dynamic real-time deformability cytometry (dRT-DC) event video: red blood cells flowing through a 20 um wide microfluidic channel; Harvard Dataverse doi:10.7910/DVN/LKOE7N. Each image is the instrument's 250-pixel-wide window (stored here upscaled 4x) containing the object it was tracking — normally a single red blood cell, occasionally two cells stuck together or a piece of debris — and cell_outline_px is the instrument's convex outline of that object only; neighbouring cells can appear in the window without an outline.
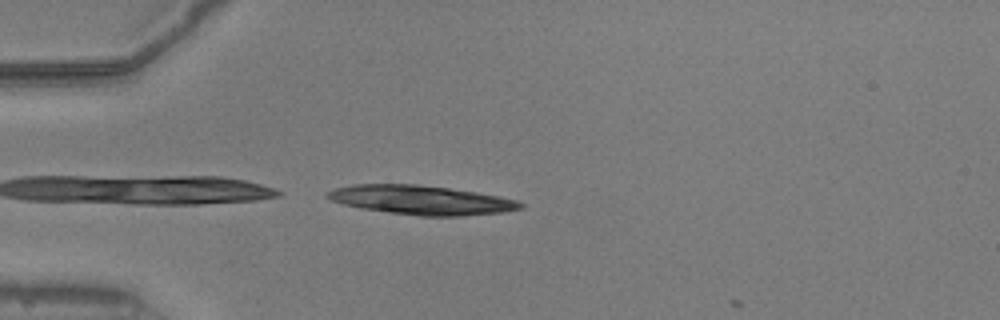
{"species": "common noctule bat (a hibernating species)", "species_latin": "Nyctalus noctula", "temperature_condition": "warm", "stored_images_in_passage": 14, "camera_frame_rate_fps": 3000, "um_per_image_px": 0.085, "animal": {"sex": "male", "body_mass_g": 20.5, "forearm_length_mm": 52.5}, "frame": {"image": 1, "passage_image": 14, "time_ms": 4.333, "image_size_px": [1000, 320], "cell_outline_px": [[524, 208], [504, 212], [460, 216], [420, 216], [388, 212], [360, 208], [344, 204], [332, 200], [324, 196], [328, 192], [336, 188], [352, 184], [416, 184], [448, 188], [476, 192], [516, 200], [524, 204]], "centroid_in_image_um": [35.81, 17.0], "position_along_channel_um": 49.2, "area_um2": 32.6}}